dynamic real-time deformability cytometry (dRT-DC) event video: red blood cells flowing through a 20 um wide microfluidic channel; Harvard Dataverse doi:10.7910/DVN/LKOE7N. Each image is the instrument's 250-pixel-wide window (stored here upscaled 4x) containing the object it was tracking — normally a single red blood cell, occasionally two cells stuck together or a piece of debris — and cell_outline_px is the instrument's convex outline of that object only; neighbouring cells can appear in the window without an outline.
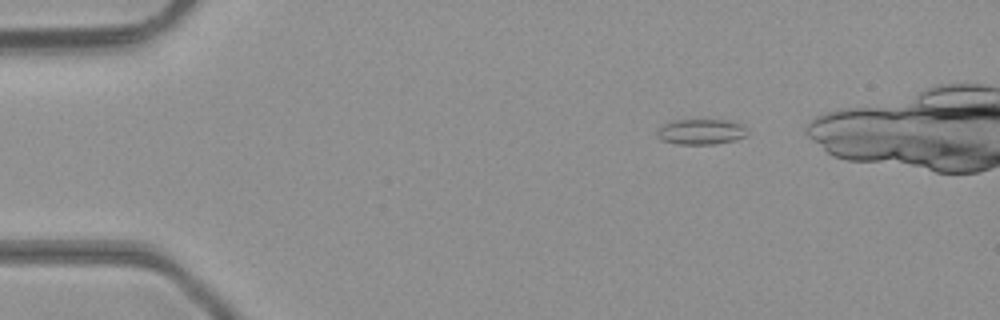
{"species": "common noctule bat (a hibernating species)", "species_latin": "Nyctalus noctula", "temperature_condition": "room temperature", "stored_images_in_passage": 40, "camera_frame_rate_fps": 3000, "um_per_image_px": 0.085, "animal": {"sex": "male", "body_mass_g": 23.1, "forearm_length_mm": 52.7}, "frame": {"image": 1, "passage_image": 6, "time_ms": 1.667, "image_size_px": [1000, 320], "cell_outline_px": [[748, 132], [744, 136], [732, 140], [716, 144], [680, 144], [660, 140], [656, 136], [656, 132], [664, 124], [676, 120], [728, 120], [740, 124]], "centroid_in_image_um": [59.54, 11.2], "position_along_channel_um": 25.5, "area_um2": 13.18}}
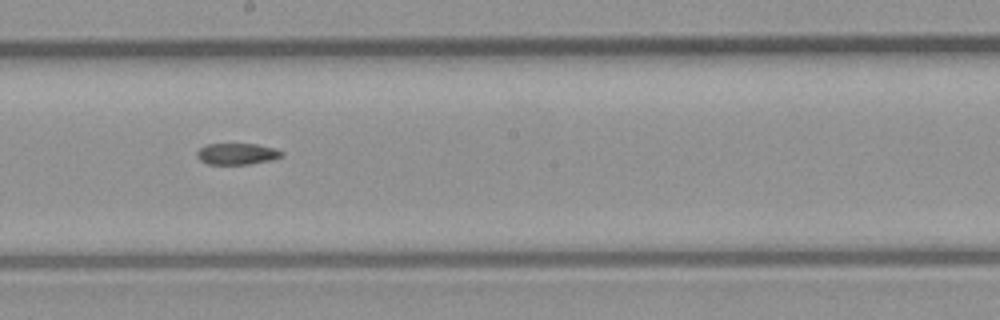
{"frame": {"image": 2, "passage_image": 25, "time_ms": 8.0, "image_size_px": [1000, 320], "cell_outline_px": [[284, 152], [280, 156], [272, 160], [248, 164], [208, 164], [200, 160], [196, 156], [196, 152], [204, 144], [256, 144], [272, 148]], "centroid_in_image_um": [20.09, 13.08], "position_along_channel_um": 228.1, "area_um2": 10.46}}
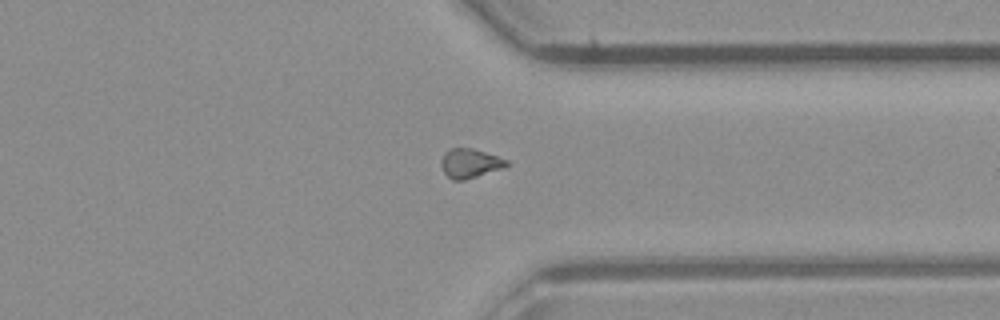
{"frame": {"image": 3, "passage_image": 35, "time_ms": 11.333, "image_size_px": [1000, 320], "cell_outline_px": [[508, 164], [504, 168], [464, 180], [452, 180], [444, 172], [440, 164], [444, 152], [452, 148], [472, 148], [508, 160]], "centroid_in_image_um": [39.93, 13.88], "position_along_channel_um": 371.5, "area_um2": 11.04}}